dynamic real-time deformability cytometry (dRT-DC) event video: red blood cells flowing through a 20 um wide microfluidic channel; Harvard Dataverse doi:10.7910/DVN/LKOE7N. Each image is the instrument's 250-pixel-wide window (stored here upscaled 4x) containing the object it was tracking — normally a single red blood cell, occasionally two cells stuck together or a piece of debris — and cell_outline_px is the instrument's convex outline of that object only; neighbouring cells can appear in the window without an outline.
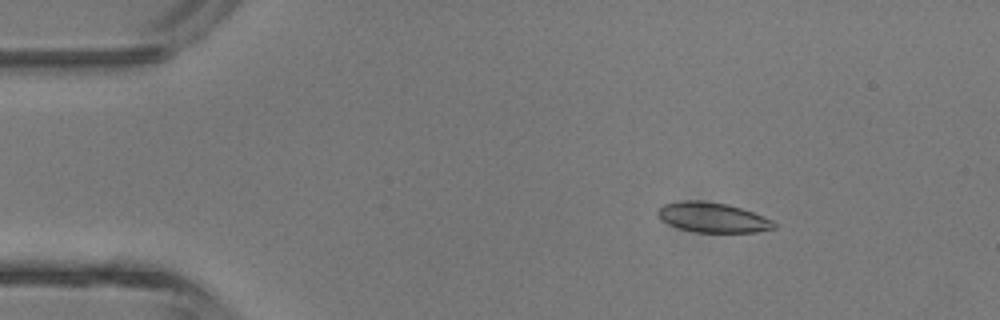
{"species": "common noctule bat (a hibernating species)", "species_latin": "Nyctalus noctula", "temperature_condition": "room temperature", "stored_images_in_passage": 4, "camera_frame_rate_fps": 3000, "um_per_image_px": 0.085, "animal": {"sex": "male", "body_mass_g": 13.3}, "frame": {"image": 1, "passage_image": 2, "time_ms": 1.0, "image_size_px": [1000, 320], "cell_outline_px": [[776, 228], [756, 232], [696, 232], [680, 228], [668, 224], [656, 212], [664, 204], [680, 200], [700, 200], [728, 204], [752, 212], [772, 220], [776, 224]], "centroid_in_image_um": [60.58, 18.48], "position_along_channel_um": 24.4, "area_um2": 20.06}}
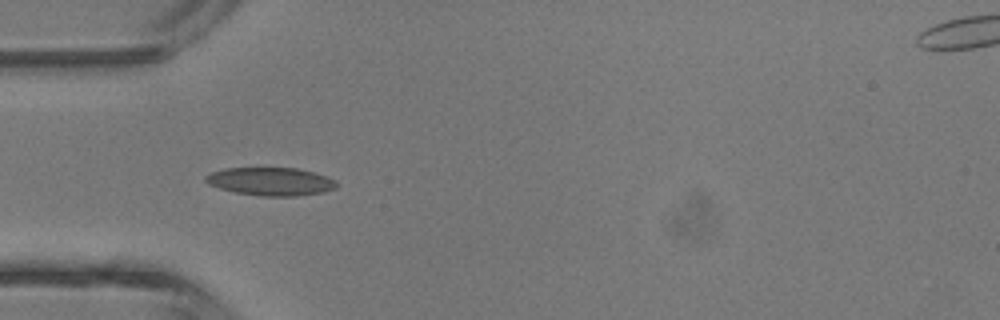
{"frame": {"image": 2, "passage_image": 4, "time_ms": 3.333, "image_size_px": [1000, 320], "cell_outline_px": [[336, 188], [324, 192], [296, 196], [264, 196], [236, 192], [220, 188], [208, 184], [204, 180], [204, 176], [212, 172], [224, 168], [296, 168], [312, 172], [336, 180]], "centroid_in_image_um": [22.99, 15.42], "position_along_channel_um": 62.0, "area_um2": 21.27}}